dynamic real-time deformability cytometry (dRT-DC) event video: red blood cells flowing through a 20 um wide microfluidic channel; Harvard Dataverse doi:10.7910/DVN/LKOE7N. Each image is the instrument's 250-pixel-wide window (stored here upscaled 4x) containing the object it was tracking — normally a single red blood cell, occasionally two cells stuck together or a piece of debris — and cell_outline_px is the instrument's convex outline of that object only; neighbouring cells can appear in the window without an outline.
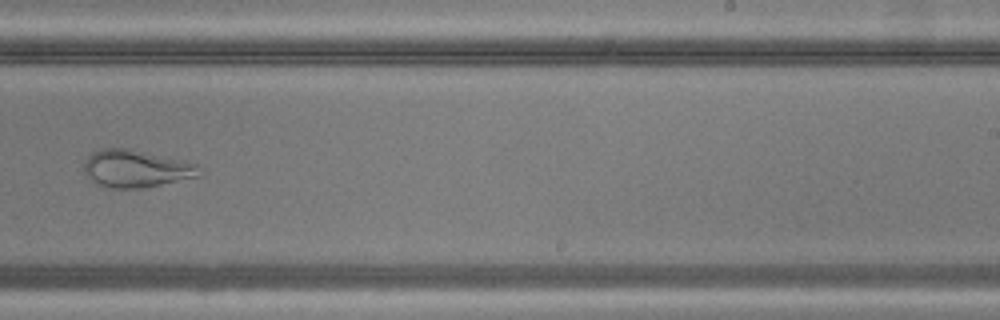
{"species": "common noctule bat (a hibernating species)", "species_latin": "Nyctalus noctula", "temperature_condition": "warm", "stored_images_in_passage": 48, "camera_frame_rate_fps": 3000, "um_per_image_px": 0.085, "animal": {"sex": "male", "body_mass_g": 20.5, "forearm_length_mm": 52.5}, "frame": {"image": 1, "passage_image": 30, "time_ms": 9.667, "image_size_px": [1000, 320], "cell_outline_px": [[200, 176], [140, 188], [108, 188], [96, 184], [84, 172], [84, 164], [88, 156], [92, 152], [100, 148], [128, 148], [188, 160], [196, 164]], "centroid_in_image_um": [11.55, 14.31], "position_along_channel_um": 277.5, "area_um2": 25.2}}
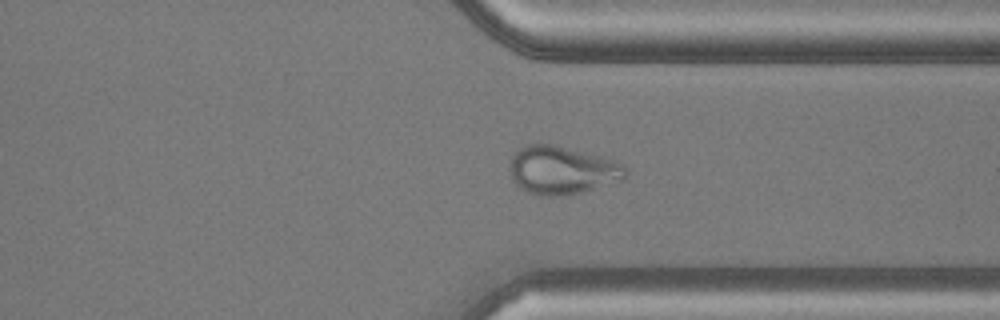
{"frame": {"image": 2, "passage_image": 36, "time_ms": 11.667, "image_size_px": [1000, 320], "cell_outline_px": [[628, 172], [624, 180], [580, 192], [560, 196], [540, 196], [528, 192], [520, 188], [512, 180], [508, 168], [512, 156], [520, 148], [528, 144], [552, 144], [600, 156], [624, 164], [628, 168]], "centroid_in_image_um": [47.77, 14.48], "position_along_channel_um": 363.6, "area_um2": 32.6}}
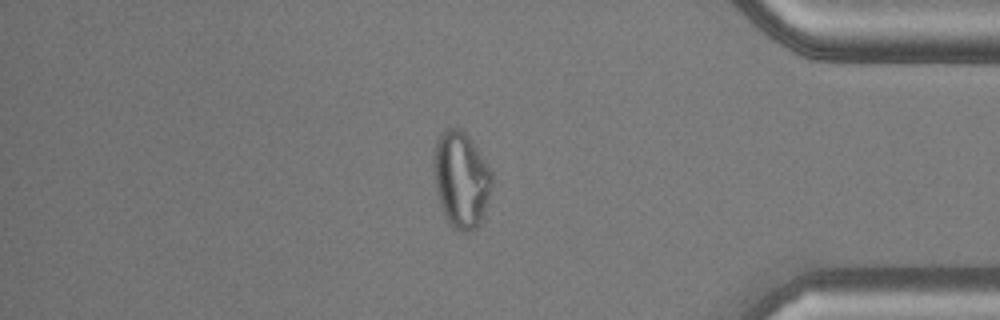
{"frame": {"image": 3, "passage_image": 40, "time_ms": 13.0, "image_size_px": [1000, 320], "cell_outline_px": [[492, 184], [484, 216], [480, 224], [476, 228], [468, 232], [460, 232], [452, 228], [448, 224], [444, 216], [436, 192], [432, 176], [432, 156], [436, 140], [444, 128], [460, 128], [464, 132], [488, 164], [492, 172]], "centroid_in_image_um": [39.16, 15.29], "position_along_channel_um": 396.0, "area_um2": 33.35}}